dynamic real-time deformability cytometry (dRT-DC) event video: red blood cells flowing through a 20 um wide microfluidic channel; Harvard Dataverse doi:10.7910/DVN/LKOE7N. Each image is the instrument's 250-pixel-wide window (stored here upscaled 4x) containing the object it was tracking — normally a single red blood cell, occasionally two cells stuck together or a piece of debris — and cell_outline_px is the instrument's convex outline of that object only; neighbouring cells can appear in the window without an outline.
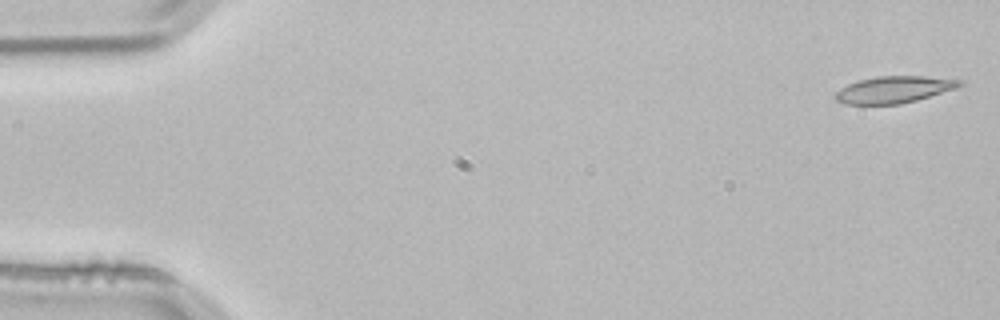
{"species": "common noctule bat (a hibernating species)", "species_latin": "Nyctalus noctula", "temperature_condition": "room temperature", "stored_images_in_passage": 53, "camera_frame_rate_fps": 3000, "um_per_image_px": 0.085, "animal": {"sex": "male", "body_mass_g": 21.5, "forearm_length_mm": 52.0}, "frame": {"image": 1, "passage_image": 1, "time_ms": 0.0, "image_size_px": [1000, 320], "cell_outline_px": [[964, 84], [956, 88], [916, 100], [900, 104], [844, 104], [836, 100], [832, 96], [840, 88], [848, 84], [860, 80], [876, 76], [924, 76], [964, 80]], "centroid_in_image_um": [75.97, 7.61], "position_along_channel_um": 9.0, "area_um2": 19.42}}
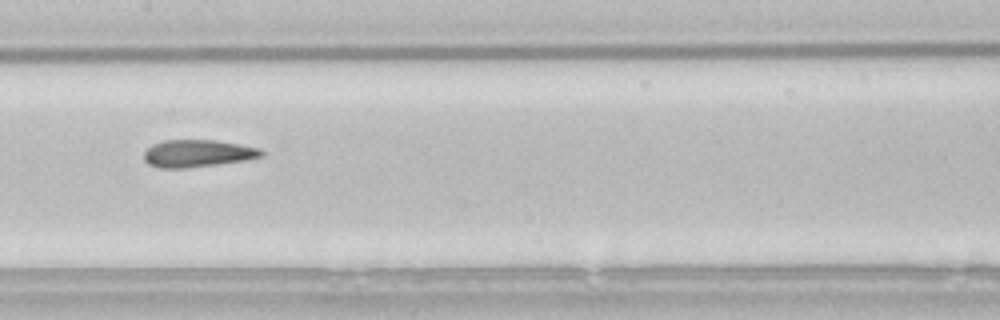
{"frame": {"image": 2, "passage_image": 26, "time_ms": 8.333, "image_size_px": [1000, 320], "cell_outline_px": [[264, 156], [244, 160], [188, 168], [160, 168], [148, 164], [144, 160], [144, 152], [152, 144], [164, 140], [216, 140], [240, 144], [260, 148], [264, 152]], "centroid_in_image_um": [16.79, 13.03], "position_along_channel_um": 190.6, "area_um2": 18.73}}
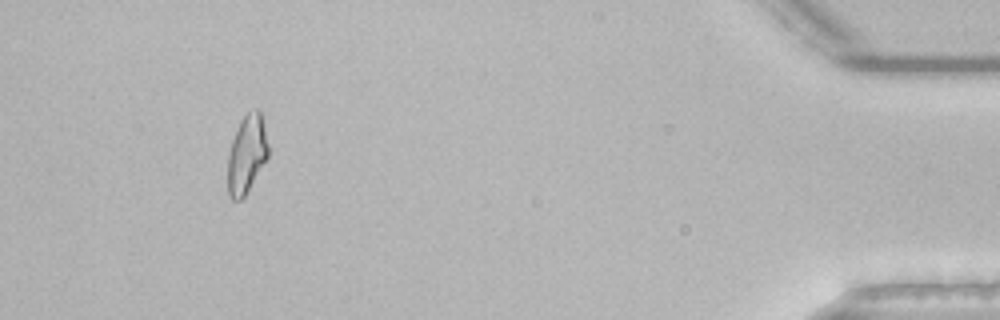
{"frame": {"image": 3, "passage_image": 49, "time_ms": 16.0, "image_size_px": [1000, 320], "cell_outline_px": [[268, 156], [244, 196], [240, 200], [232, 200], [228, 196], [228, 156], [232, 140], [236, 128], [240, 120], [248, 112], [256, 108], [260, 108], [268, 144]], "centroid_in_image_um": [20.96, 13.07], "position_along_channel_um": 414.2, "area_um2": 18.32}, "authors_computed_cell_mechanics": {"area_um2": 19.2474, "velocity_mm_per_s": 3.8035, "shape_relaxation_time_tau1_ms": null, "shape_relaxation_time_tau2_ms": 2.7493, "deformation_change_tau1": null, "deformation_change_tau2": 0.1199}}